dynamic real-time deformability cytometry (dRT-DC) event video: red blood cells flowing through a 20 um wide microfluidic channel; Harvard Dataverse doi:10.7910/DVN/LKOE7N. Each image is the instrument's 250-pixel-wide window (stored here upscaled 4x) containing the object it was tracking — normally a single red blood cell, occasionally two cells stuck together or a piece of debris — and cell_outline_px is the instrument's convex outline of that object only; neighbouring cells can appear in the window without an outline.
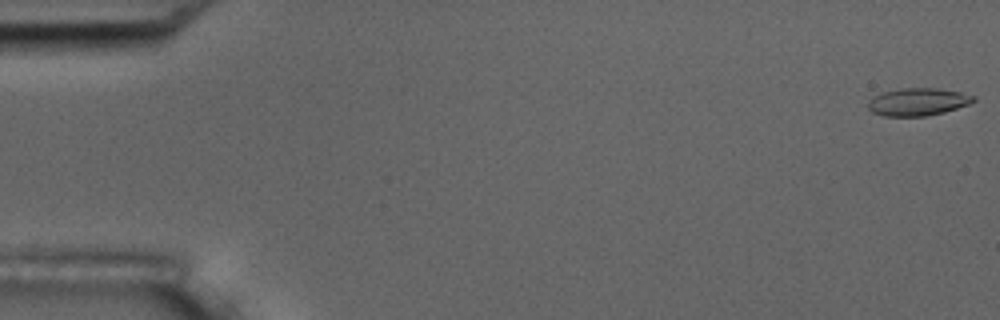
{"species": "common noctule bat (a hibernating species)", "species_latin": "Nyctalus noctula", "temperature_condition": "room temperature", "stored_images_in_passage": 5, "camera_frame_rate_fps": 3000, "um_per_image_px": 0.085, "animal": {"sex": "male", "body_mass_g": 17.5, "forearm_length_mm": 52.3}, "frame": {"image": 1, "passage_image": 1, "time_ms": 0.0, "image_size_px": [1000, 320], "cell_outline_px": [[976, 100], [968, 104], [944, 112], [924, 116], [884, 116], [872, 112], [868, 108], [868, 100], [872, 96], [884, 92], [900, 88], [936, 88], [960, 92], [976, 96]], "centroid_in_image_um": [77.99, 8.65], "position_along_channel_um": 7.0, "area_um2": 16.94}}
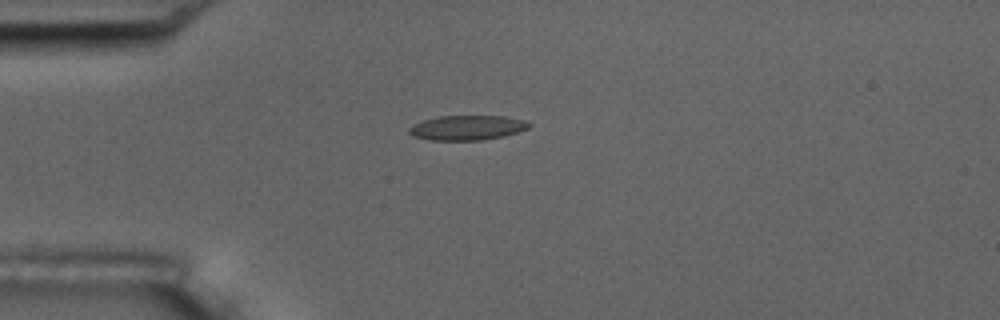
{"frame": {"image": 2, "passage_image": 5, "time_ms": 4.667, "image_size_px": [1000, 320], "cell_outline_px": [[532, 124], [528, 128], [504, 136], [480, 140], [432, 140], [412, 136], [408, 132], [408, 128], [412, 124], [424, 120], [440, 116], [504, 116], [524, 120]], "centroid_in_image_um": [39.68, 10.85], "position_along_channel_um": 45.3, "area_um2": 17.22}}